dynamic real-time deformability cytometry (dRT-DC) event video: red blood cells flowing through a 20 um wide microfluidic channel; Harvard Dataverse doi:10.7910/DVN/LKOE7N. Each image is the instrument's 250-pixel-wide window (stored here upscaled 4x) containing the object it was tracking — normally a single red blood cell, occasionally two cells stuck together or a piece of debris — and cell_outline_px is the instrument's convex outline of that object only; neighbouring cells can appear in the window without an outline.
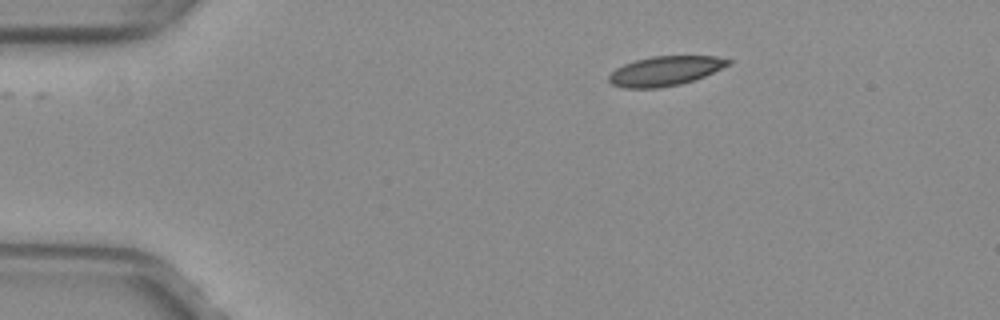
{"species": "common noctule bat (a hibernating species)", "species_latin": "Nyctalus noctula", "temperature_condition": "warm", "stored_images_in_passage": 39, "segment_of_instrument_passage": [1, 2], "camera_frame_rate_fps": 3000, "um_per_image_px": 0.085, "animal": {"sex": "female", "body_mass_g": 29.2, "forearm_length_mm": 56.3}, "frame": {"image": 1, "passage_image": 1, "time_ms": 0.0, "image_size_px": [1000, 320], "cell_outline_px": [[732, 64], [704, 76], [680, 84], [660, 88], [624, 88], [612, 84], [608, 80], [608, 76], [616, 68], [624, 64], [636, 60], [652, 56], [716, 56], [732, 60]], "centroid_in_image_um": [56.55, 6.03], "position_along_channel_um": 28.5, "area_um2": 20.52}}
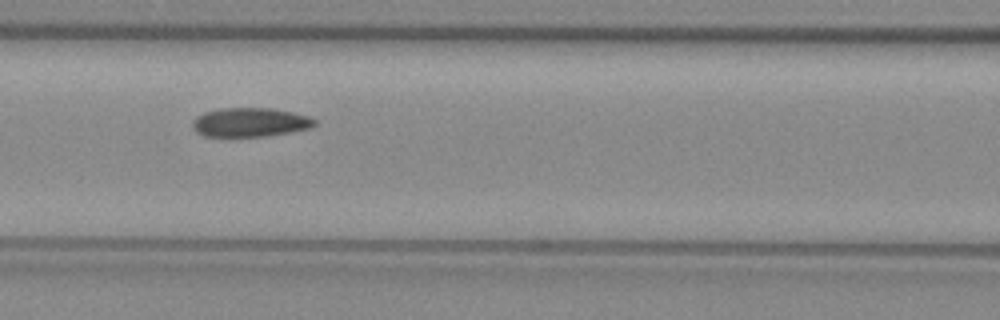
{"frame": {"image": 2, "passage_image": 15, "time_ms": 4.667, "image_size_px": [1000, 320], "cell_outline_px": [[316, 124], [308, 128], [288, 132], [264, 136], [204, 136], [196, 132], [192, 128], [192, 120], [196, 116], [204, 112], [220, 108], [272, 108], [292, 112], [308, 116], [316, 120]], "centroid_in_image_um": [21.2, 10.38], "position_along_channel_um": 145.4, "area_um2": 20.58}}
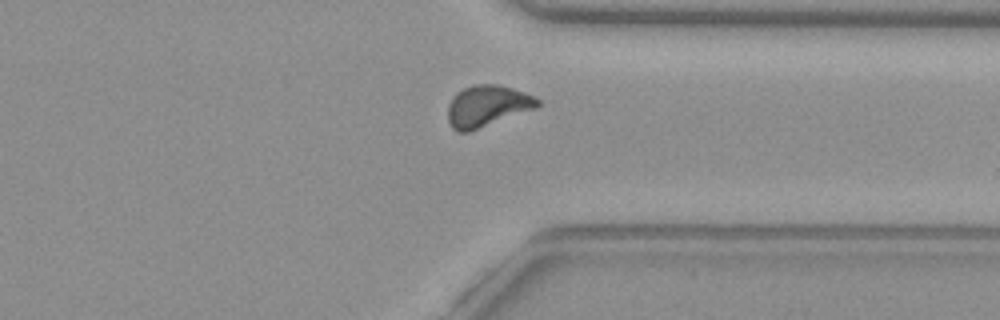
{"frame": {"image": 3, "passage_image": 32, "time_ms": 10.333, "image_size_px": [1000, 320], "cell_outline_px": [[540, 108], [468, 132], [456, 132], [452, 128], [448, 120], [448, 104], [452, 96], [456, 92], [472, 84], [496, 84], [512, 88], [524, 92], [540, 100]], "centroid_in_image_um": [41.42, 9.02], "position_along_channel_um": 370.0, "area_um2": 22.02}}